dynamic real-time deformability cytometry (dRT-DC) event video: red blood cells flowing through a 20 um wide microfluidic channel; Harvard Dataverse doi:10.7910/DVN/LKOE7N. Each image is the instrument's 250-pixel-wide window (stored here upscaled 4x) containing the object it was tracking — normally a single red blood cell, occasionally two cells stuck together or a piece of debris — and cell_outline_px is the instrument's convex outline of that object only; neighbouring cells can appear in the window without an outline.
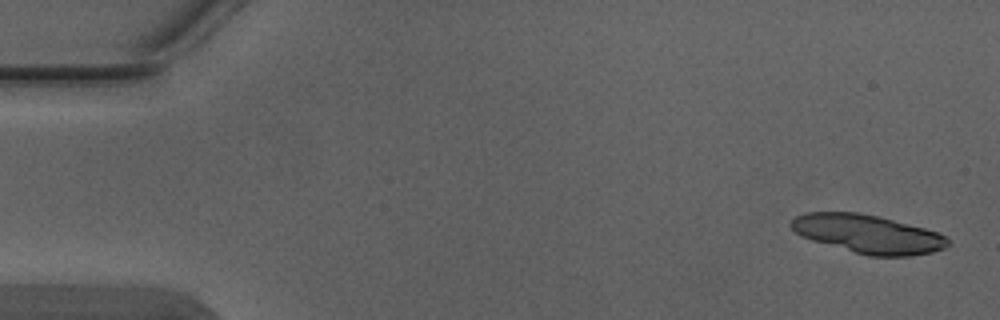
{"species": "Egyptian fruit bat (a non-hibernating species)", "species_latin": "Rousettus aegyptiacus", "temperature_condition": "warm", "stored_images_in_passage": 5, "camera_frame_rate_fps": 3000, "um_per_image_px": 0.085, "animal": {"sex": "male"}, "frame": {"image": 1, "passage_image": 1, "time_ms": 0.0, "image_size_px": [1000, 320], "cell_outline_px": [[948, 244], [944, 248], [932, 252], [908, 256], [868, 256], [812, 240], [800, 236], [788, 224], [796, 216], [804, 212], [860, 212], [924, 228], [936, 232], [944, 236], [948, 240]], "centroid_in_image_um": [73.72, 19.88], "position_along_channel_um": 11.3, "area_um2": 34.8}}
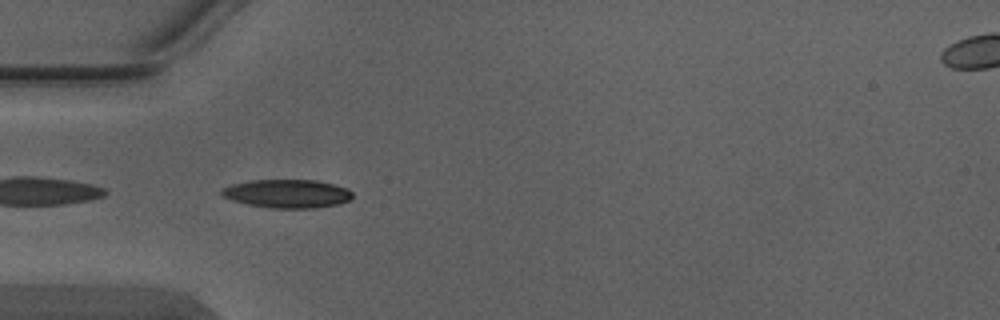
{"frame": {"image": 2, "passage_image": 4, "time_ms": 1.0, "image_size_px": [1000, 320], "cell_outline_px": [[352, 196], [348, 200], [336, 204], [312, 208], [272, 208], [248, 204], [232, 200], [224, 196], [220, 192], [220, 188], [232, 184], [248, 180], [316, 180], [348, 188], [352, 192]], "centroid_in_image_um": [24.38, 16.45], "position_along_channel_um": 60.6, "area_um2": 21.56}}
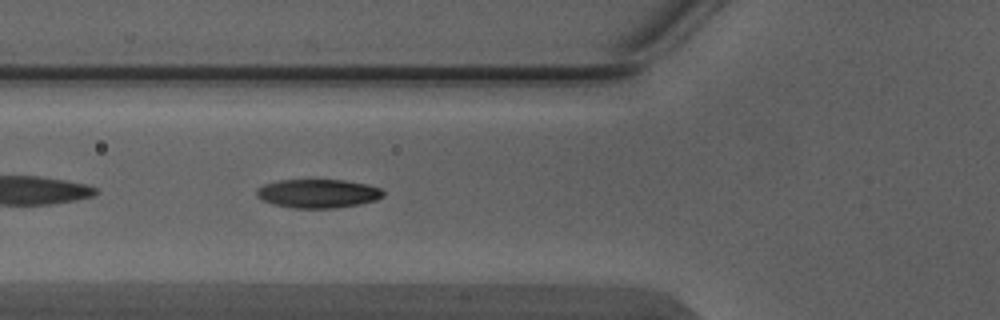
{"frame": {"image": 3, "passage_image": 5, "time_ms": 1.333, "image_size_px": [1000, 320], "cell_outline_px": [[384, 196], [376, 200], [360, 204], [332, 208], [292, 208], [272, 204], [256, 196], [256, 188], [264, 184], [280, 180], [344, 180], [368, 184], [380, 188], [384, 192]], "centroid_in_image_um": [27.03, 16.45], "position_along_channel_um": 98.8, "area_um2": 21.27}}